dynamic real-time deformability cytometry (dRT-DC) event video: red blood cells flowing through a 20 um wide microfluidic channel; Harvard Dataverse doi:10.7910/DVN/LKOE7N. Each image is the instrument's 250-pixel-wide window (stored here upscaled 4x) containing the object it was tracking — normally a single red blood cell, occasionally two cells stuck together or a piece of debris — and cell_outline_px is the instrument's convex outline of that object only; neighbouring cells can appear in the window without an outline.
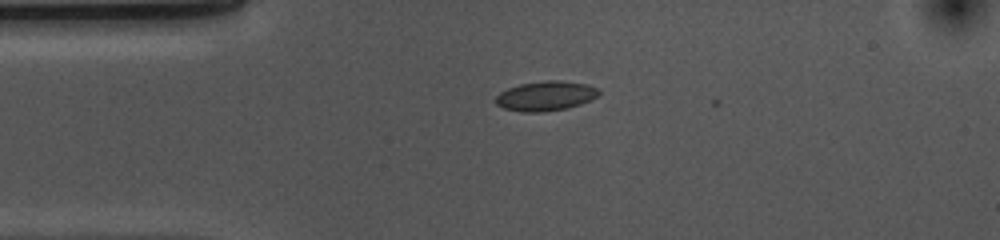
{"species": "common noctule bat (a hibernating species)", "species_latin": "Nyctalus noctula", "temperature_condition": "cold", "stored_images_in_passage": 2, "camera_frame_rate_fps": 3000, "um_per_image_px": 0.085, "animal": {"sex": "female", "body_mass_g": 10.0, "forearm_length_mm": 53.1}, "frame": {"image": 1, "passage_image": 1, "time_ms": 0.0, "image_size_px": [1000, 240], "cell_outline_px": [[600, 92], [596, 96], [580, 104], [568, 108], [540, 112], [520, 112], [504, 108], [496, 104], [496, 96], [500, 92], [508, 88], [520, 84], [544, 80], [560, 80], [588, 84], [596, 88]], "centroid_in_image_um": [46.36, 8.15], "position_along_channel_um": 38.6, "area_um2": 17.74}}